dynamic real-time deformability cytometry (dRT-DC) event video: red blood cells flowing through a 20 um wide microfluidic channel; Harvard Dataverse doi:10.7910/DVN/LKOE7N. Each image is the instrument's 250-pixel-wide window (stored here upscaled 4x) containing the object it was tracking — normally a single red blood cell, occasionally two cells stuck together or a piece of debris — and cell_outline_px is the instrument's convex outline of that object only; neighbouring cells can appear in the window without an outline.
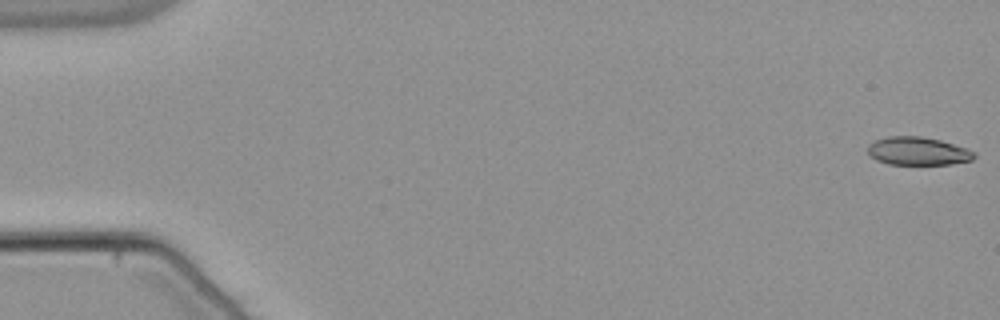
{"species": "common noctule bat (a hibernating species)", "species_latin": "Nyctalus noctula", "temperature_condition": "warm", "stored_images_in_passage": 54, "camera_frame_rate_fps": 3000, "um_per_image_px": 0.085, "animal": {"sex": "male", "body_mass_g": 21.5, "forearm_length_mm": 52.0}, "frame": {"image": 1, "passage_image": 1, "time_ms": 0.0, "image_size_px": [1000, 320], "cell_outline_px": [[976, 156], [972, 160], [952, 164], [888, 164], [876, 160], [868, 152], [868, 144], [876, 140], [888, 136], [920, 136], [940, 140], [976, 152]], "centroid_in_image_um": [78.02, 12.84], "position_along_channel_um": 7.0, "area_um2": 17.34}}
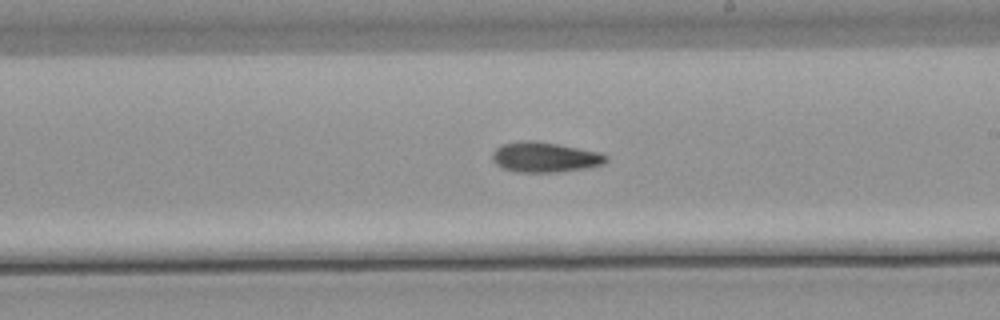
{"frame": {"image": 2, "passage_image": 32, "time_ms": 10.333, "image_size_px": [1000, 320], "cell_outline_px": [[608, 160], [600, 164], [584, 168], [556, 172], [516, 172], [500, 168], [492, 160], [492, 152], [500, 144], [524, 140], [536, 140], [600, 152], [608, 156]], "centroid_in_image_um": [46.25, 13.35], "position_along_channel_um": 242.8, "area_um2": 20.06}}
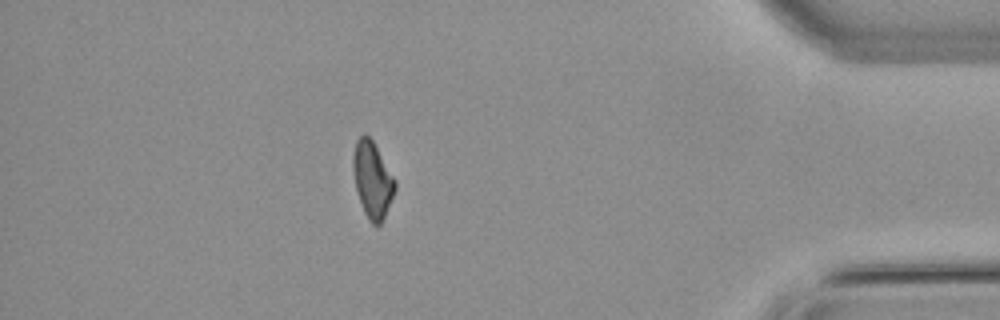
{"frame": {"image": 3, "passage_image": 48, "time_ms": 15.667, "image_size_px": [1000, 320], "cell_outline_px": [[396, 188], [384, 216], [380, 224], [372, 224], [368, 220], [364, 212], [356, 188], [352, 168], [352, 156], [356, 140], [360, 136], [368, 136], [372, 140], [396, 180]], "centroid_in_image_um": [31.64, 15.26], "position_along_channel_um": 403.6, "area_um2": 18.32}, "authors_computed_cell_mechanics": {"area_um2": 19.074, "velocity_mm_per_s": 3.8329, "shape_relaxation_time_tau1_ms": 11.1535, "shape_relaxation_time_tau2_ms": null, "deformation_change_tau1": 0.227, "deformation_change_tau2": null}}